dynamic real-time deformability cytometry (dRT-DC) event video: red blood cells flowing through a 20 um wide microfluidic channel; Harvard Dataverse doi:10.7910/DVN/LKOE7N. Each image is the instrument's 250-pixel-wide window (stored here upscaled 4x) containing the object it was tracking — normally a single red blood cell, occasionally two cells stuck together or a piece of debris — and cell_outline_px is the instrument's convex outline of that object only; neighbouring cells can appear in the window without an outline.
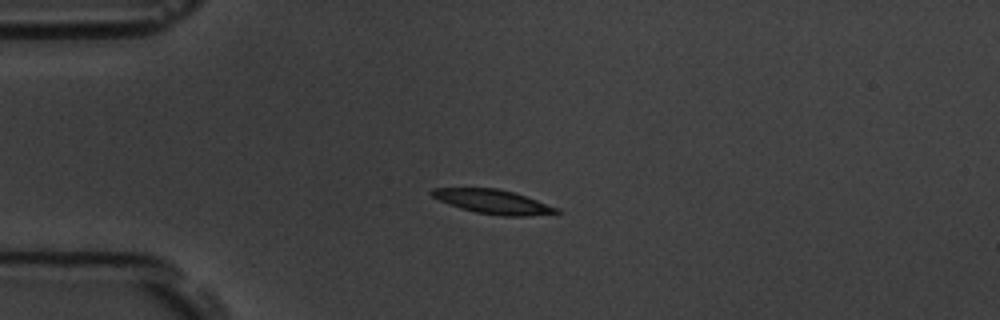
{"species": "common noctule bat (a hibernating species)", "species_latin": "Nyctalus noctula", "temperature_condition": "room temperature", "stored_images_in_passage": 6, "camera_frame_rate_fps": 3000, "um_per_image_px": 0.085, "animal": {"sex": "male", "body_mass_g": 19.5, "forearm_length_mm": 54.6}, "frame": {"image": 1, "passage_image": 5, "time_ms": 4.667, "image_size_px": [1000, 320], "cell_outline_px": [[564, 212], [528, 216], [500, 216], [476, 212], [460, 208], [448, 204], [432, 196], [428, 192], [432, 188], [496, 188], [512, 192], [560, 208]], "centroid_in_image_um": [41.91, 17.15], "position_along_channel_um": 43.1, "area_um2": 17.51}}